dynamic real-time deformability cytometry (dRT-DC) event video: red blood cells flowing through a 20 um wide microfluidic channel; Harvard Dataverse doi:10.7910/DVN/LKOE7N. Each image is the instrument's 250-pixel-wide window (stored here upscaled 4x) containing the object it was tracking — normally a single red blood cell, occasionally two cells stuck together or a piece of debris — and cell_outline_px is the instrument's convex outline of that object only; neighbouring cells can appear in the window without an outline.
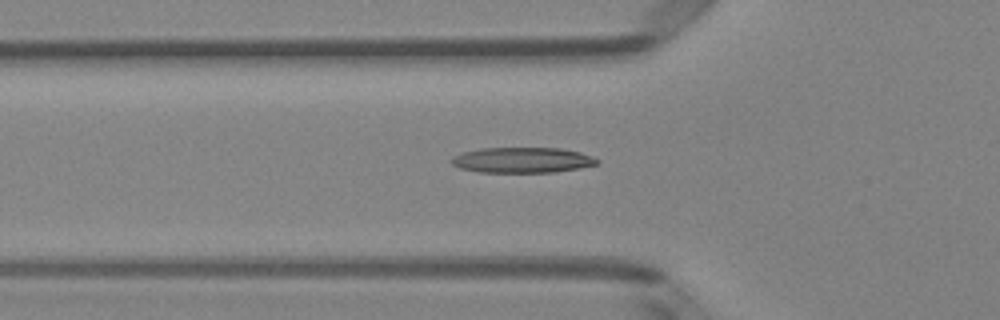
{"species": "Egyptian fruit bat (a non-hibernating species)", "species_latin": "Rousettus aegyptiacus", "temperature_condition": "room temperature", "stored_images_in_passage": 44, "camera_frame_rate_fps": 3000, "um_per_image_px": 0.085, "animal": {"sex": "female"}, "frame": {"image": 1, "passage_image": 16, "time_ms": 5.0, "image_size_px": [1000, 320], "cell_outline_px": [[600, 160], [596, 164], [580, 168], [556, 172], [480, 172], [460, 168], [452, 164], [448, 160], [452, 156], [464, 152], [484, 148], [560, 148], [580, 152], [592, 156]], "centroid_in_image_um": [44.39, 13.61], "position_along_channel_um": 81.4, "area_um2": 21.62}}
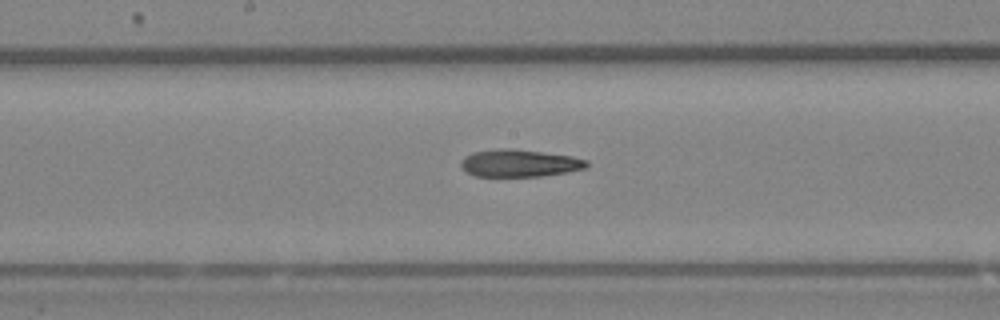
{"frame": {"image": 2, "passage_image": 25, "time_ms": 8.0, "image_size_px": [1000, 320], "cell_outline_px": [[588, 164], [584, 168], [568, 172], [540, 176], [476, 176], [468, 172], [460, 164], [460, 160], [464, 156], [472, 152], [500, 148], [512, 148], [572, 156], [588, 160]], "centroid_in_image_um": [44.14, 13.86], "position_along_channel_um": 204.1, "area_um2": 20.0}}
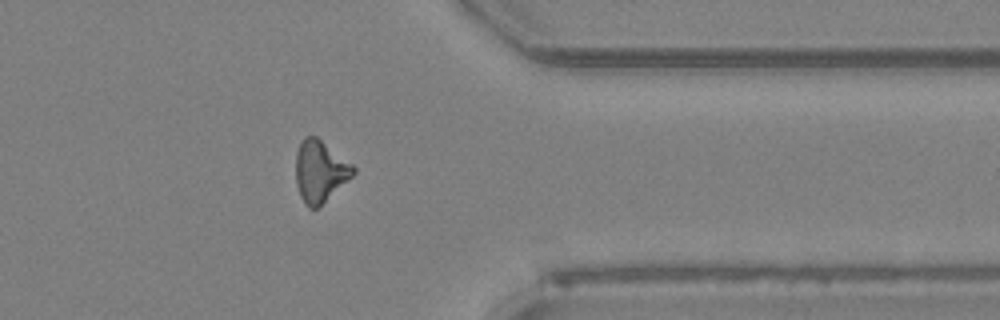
{"frame": {"image": 3, "passage_image": 39, "time_ms": 12.667, "image_size_px": [1000, 320], "cell_outline_px": [[356, 172], [352, 176], [316, 208], [308, 208], [300, 196], [296, 184], [296, 152], [304, 136], [316, 136], [352, 164], [356, 168]], "centroid_in_image_um": [27.18, 14.54], "position_along_channel_um": 384.2, "area_um2": 20.23}, "authors_computed_cell_mechanics": {"area_um2": 20.5479, "velocity_mm_per_s": 4.0894, "shape_relaxation_time_tau1_ms": null, "shape_relaxation_time_tau2_ms": 10.3829, "deformation_change_tau1": null, "deformation_change_tau2": 0.2849}}